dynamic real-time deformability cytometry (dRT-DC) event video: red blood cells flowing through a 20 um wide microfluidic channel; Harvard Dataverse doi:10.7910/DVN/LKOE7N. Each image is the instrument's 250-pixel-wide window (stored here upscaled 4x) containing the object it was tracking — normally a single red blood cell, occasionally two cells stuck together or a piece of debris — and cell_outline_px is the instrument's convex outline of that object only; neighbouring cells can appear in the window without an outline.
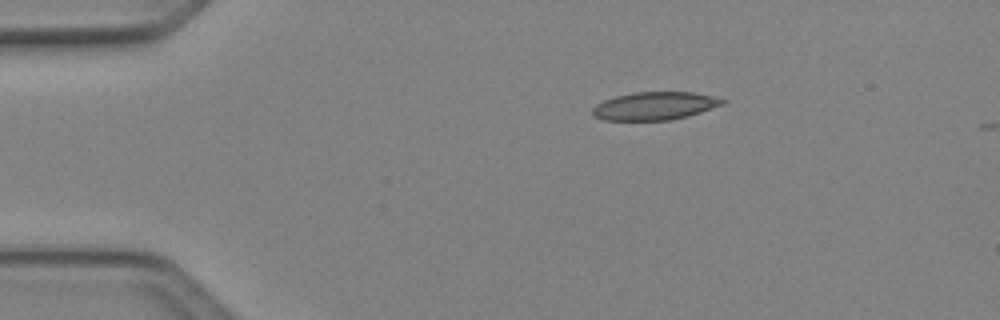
{"species": "Egyptian fruit bat (a non-hibernating species)", "species_latin": "Rousettus aegyptiacus", "temperature_condition": "cold", "stored_images_in_passage": 2, "camera_frame_rate_fps": 3000, "um_per_image_px": 0.085, "animal": {"sex": "female"}, "frame": {"image": 1, "passage_image": 1, "time_ms": 0.0, "image_size_px": [1000, 320], "cell_outline_px": [[728, 100], [724, 104], [688, 116], [672, 120], [604, 120], [592, 116], [592, 108], [596, 104], [604, 100], [616, 96], [636, 92], [692, 92], [712, 96]], "centroid_in_image_um": [55.64, 9.01], "position_along_channel_um": 29.4, "area_um2": 21.21}}